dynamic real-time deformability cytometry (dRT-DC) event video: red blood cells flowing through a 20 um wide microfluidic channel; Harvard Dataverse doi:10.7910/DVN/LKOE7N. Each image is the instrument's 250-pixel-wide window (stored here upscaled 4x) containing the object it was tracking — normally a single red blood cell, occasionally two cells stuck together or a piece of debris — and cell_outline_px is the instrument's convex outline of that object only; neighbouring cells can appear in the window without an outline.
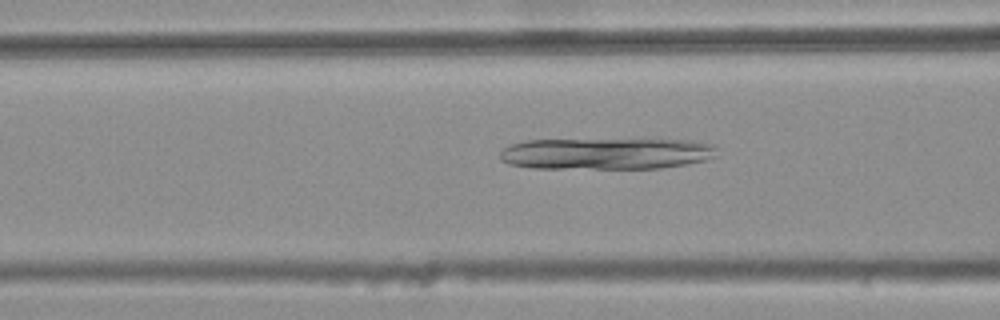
{"species": "common noctule bat (a hibernating species)", "species_latin": "Nyctalus noctula", "temperature_condition": "warm", "stored_images_in_passage": 40, "camera_frame_rate_fps": 3000, "um_per_image_px": 0.085, "animal": {"sex": "female", "body_mass_g": 25.1}, "frame": {"image": 1, "passage_image": 14, "time_ms": 4.333, "image_size_px": [1000, 320], "cell_outline_px": [[716, 156], [704, 160], [688, 164], [660, 168], [536, 168], [508, 164], [500, 160], [500, 152], [508, 144], [524, 140], [692, 140], [716, 144]], "centroid_in_image_um": [51.53, 13.05], "position_along_channel_um": 115.1, "area_um2": 39.94}}
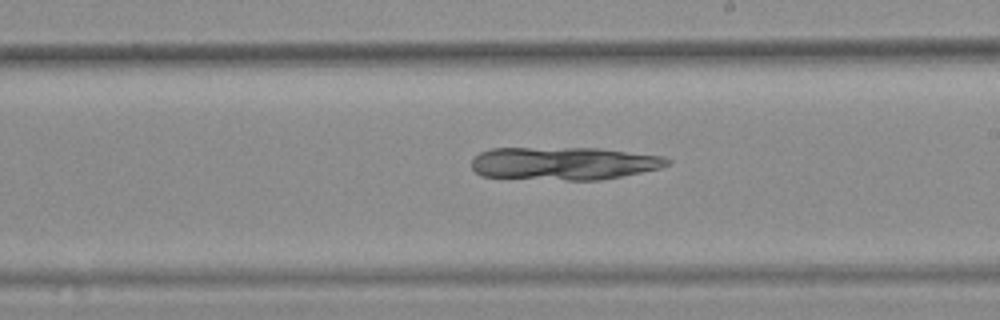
{"frame": {"image": 2, "passage_image": 24, "time_ms": 7.667, "image_size_px": [1000, 320], "cell_outline_px": [[672, 160], [668, 164], [660, 168], [600, 180], [564, 180], [480, 176], [472, 168], [472, 160], [480, 152], [492, 148], [600, 148], [664, 156]], "centroid_in_image_um": [47.93, 13.88], "position_along_channel_um": 241.1, "area_um2": 37.57}}
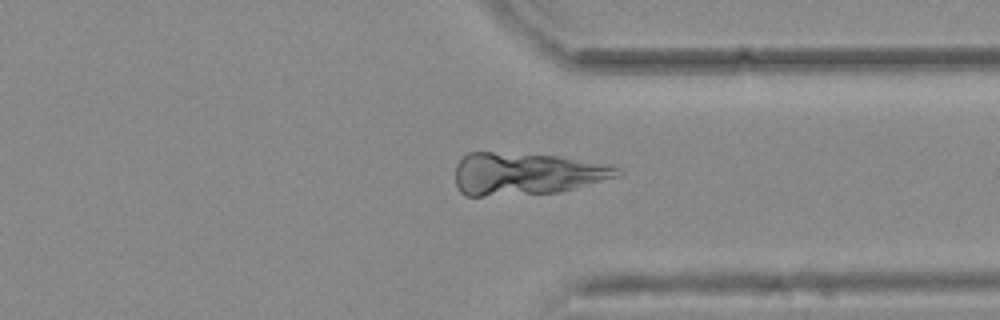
{"frame": {"image": 3, "passage_image": 34, "time_ms": 11.0, "image_size_px": [1000, 320], "cell_outline_px": [[624, 172], [620, 176], [556, 192], [484, 196], [464, 196], [460, 192], [456, 184], [456, 164], [468, 152], [492, 152], [556, 156], [604, 164], [620, 168]], "centroid_in_image_um": [44.69, 14.77], "position_along_channel_um": 366.7, "area_um2": 39.54}}